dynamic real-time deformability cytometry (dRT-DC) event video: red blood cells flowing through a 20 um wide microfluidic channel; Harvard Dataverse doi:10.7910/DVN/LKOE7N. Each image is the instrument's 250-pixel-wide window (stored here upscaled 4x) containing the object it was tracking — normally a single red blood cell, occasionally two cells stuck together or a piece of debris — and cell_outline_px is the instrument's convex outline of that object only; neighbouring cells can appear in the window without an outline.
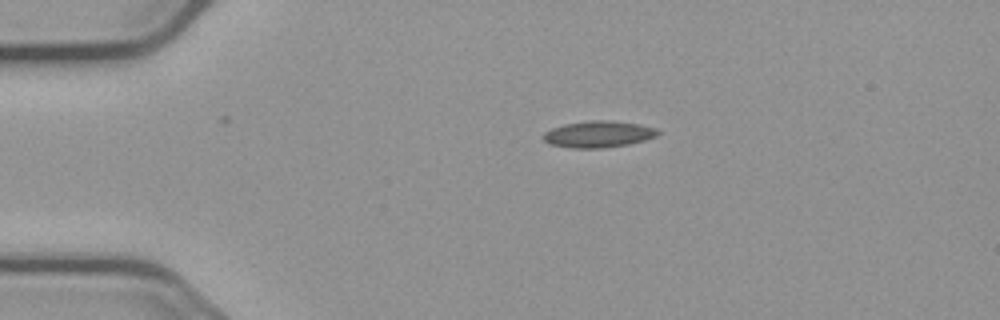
{"species": "common noctule bat (a hibernating species)", "species_latin": "Nyctalus noctula", "temperature_condition": "cold", "stored_images_in_passage": 40, "camera_frame_rate_fps": 3000, "um_per_image_px": 0.085, "animal": {"sex": "male", "body_mass_g": 23.1, "forearm_length_mm": 52.7}, "frame": {"image": 1, "passage_image": 1, "time_ms": 0.0, "image_size_px": [1000, 320], "cell_outline_px": [[660, 132], [656, 136], [644, 140], [628, 144], [604, 148], [572, 148], [548, 144], [544, 140], [544, 132], [552, 128], [564, 124], [592, 120], [612, 120], [640, 124], [656, 128]], "centroid_in_image_um": [50.87, 11.4], "position_along_channel_um": 34.1, "area_um2": 17.74}}
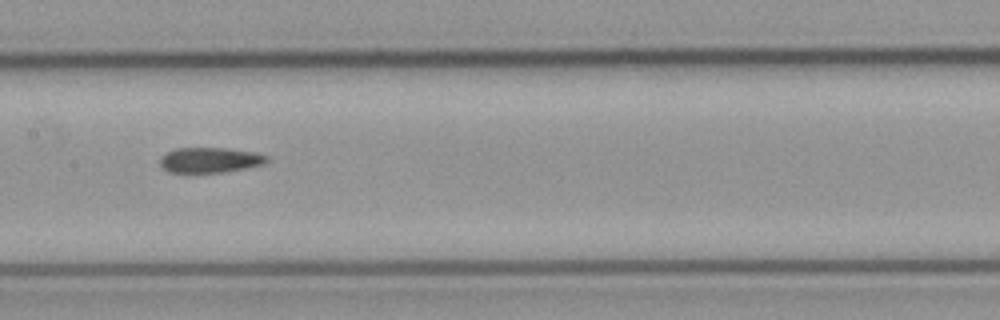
{"frame": {"image": 2, "passage_image": 17, "time_ms": 5.333, "image_size_px": [1000, 320], "cell_outline_px": [[268, 160], [264, 164], [224, 172], [168, 172], [160, 164], [160, 156], [176, 148], [224, 148], [252, 152], [268, 156]], "centroid_in_image_um": [17.82, 13.6], "position_along_channel_um": 189.6, "area_um2": 15.49}}
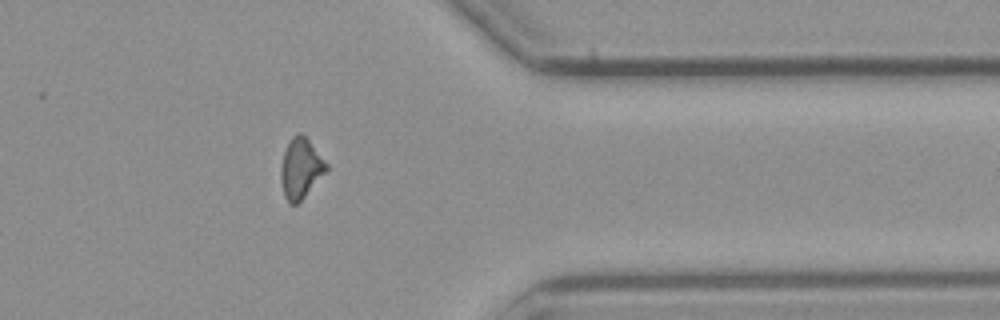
{"frame": {"image": 3, "passage_image": 34, "time_ms": 11.0, "image_size_px": [1000, 320], "cell_outline_px": [[328, 168], [304, 196], [296, 204], [288, 204], [284, 196], [280, 176], [280, 168], [284, 152], [292, 136], [300, 132], [308, 140], [328, 164]], "centroid_in_image_um": [25.53, 14.31], "position_along_channel_um": 385.9, "area_um2": 15.55}}